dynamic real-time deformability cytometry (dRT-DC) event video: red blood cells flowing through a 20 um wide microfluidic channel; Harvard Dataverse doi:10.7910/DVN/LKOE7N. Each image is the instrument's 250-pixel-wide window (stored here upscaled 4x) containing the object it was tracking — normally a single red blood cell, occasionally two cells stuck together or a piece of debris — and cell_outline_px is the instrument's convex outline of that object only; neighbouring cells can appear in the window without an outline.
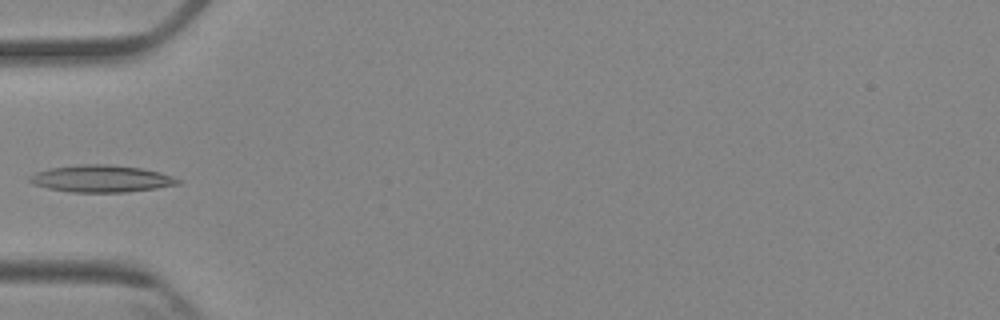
{"species": "Egyptian fruit bat (a non-hibernating species)", "species_latin": "Rousettus aegyptiacus", "temperature_condition": "cold", "stored_images_in_passage": 6, "camera_frame_rate_fps": 3000, "um_per_image_px": 0.085, "animal": {"sex": "female"}, "frame": {"image": 1, "passage_image": 5, "time_ms": 5.667, "image_size_px": [1000, 320], "cell_outline_px": [[180, 184], [156, 188], [124, 192], [72, 192], [48, 188], [32, 184], [28, 180], [28, 176], [36, 172], [48, 168], [80, 164], [108, 164], [140, 168], [160, 172], [172, 176], [180, 180]], "centroid_in_image_um": [8.57, 15.18], "position_along_channel_um": 76.4, "area_um2": 23.35}}
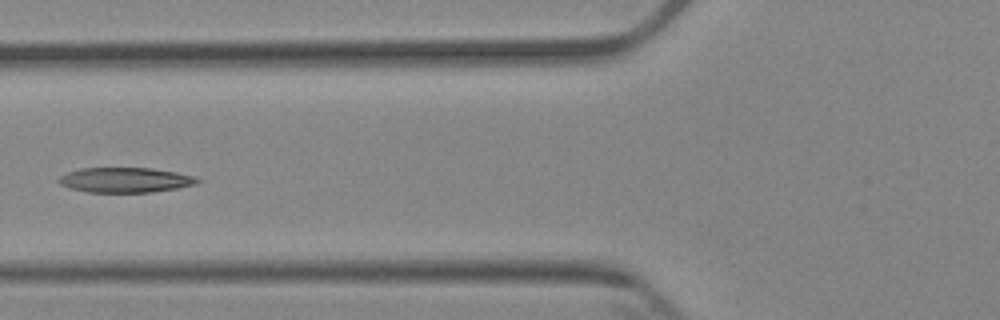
{"frame": {"image": 2, "passage_image": 6, "time_ms": 6.667, "image_size_px": [1000, 320], "cell_outline_px": [[200, 180], [196, 184], [176, 188], [152, 192], [88, 192], [72, 188], [60, 184], [56, 180], [60, 176], [68, 172], [80, 168], [152, 168], [176, 172], [196, 176]], "centroid_in_image_um": [10.65, 15.29], "position_along_channel_um": 115.1, "area_um2": 20.11}}